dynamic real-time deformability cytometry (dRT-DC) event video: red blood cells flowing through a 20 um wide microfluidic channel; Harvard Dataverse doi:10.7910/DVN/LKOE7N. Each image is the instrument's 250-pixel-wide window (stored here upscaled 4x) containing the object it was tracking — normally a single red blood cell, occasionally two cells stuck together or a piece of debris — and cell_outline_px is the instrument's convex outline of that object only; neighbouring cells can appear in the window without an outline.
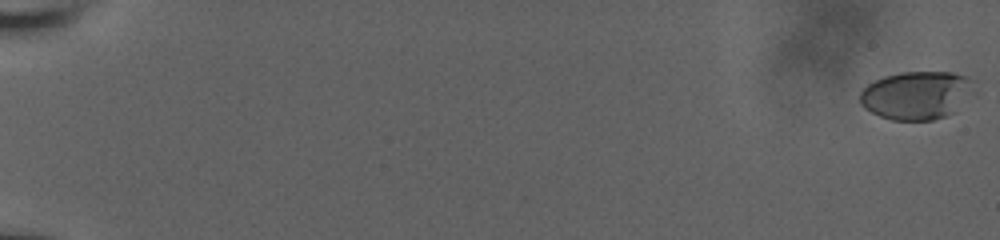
{"species": "human", "species_latin": "Homo sapiens", "temperature_condition": "room temperature", "stored_images_in_passage": 59, "camera_frame_rate_fps": 3000, "um_per_image_px": 0.085, "donor": {"sex": "male"}, "frame": {"image": 1, "passage_image": 1, "time_ms": 0.0, "image_size_px": [1000, 240], "cell_outline_px": [[976, 92], [952, 112], [944, 116], [932, 120], [892, 120], [880, 116], [864, 108], [860, 104], [860, 92], [868, 84], [884, 76], [900, 72], [952, 72], [968, 76], [976, 80]], "centroid_in_image_um": [77.97, 8.07], "position_along_channel_um": 7.0, "area_um2": 32.43}}
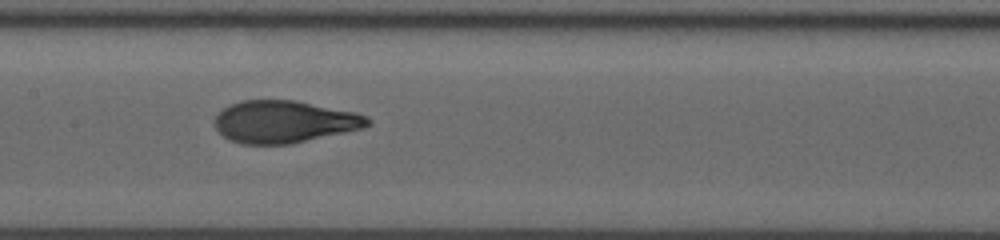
{"frame": {"image": 2, "passage_image": 33, "time_ms": 10.667, "image_size_px": [1000, 240], "cell_outline_px": [[372, 124], [364, 128], [292, 144], [240, 144], [224, 136], [216, 128], [216, 116], [224, 108], [240, 100], [296, 100], [356, 112], [368, 116], [372, 120]], "centroid_in_image_um": [24.23, 10.34], "position_along_channel_um": 183.2, "area_um2": 37.74}}
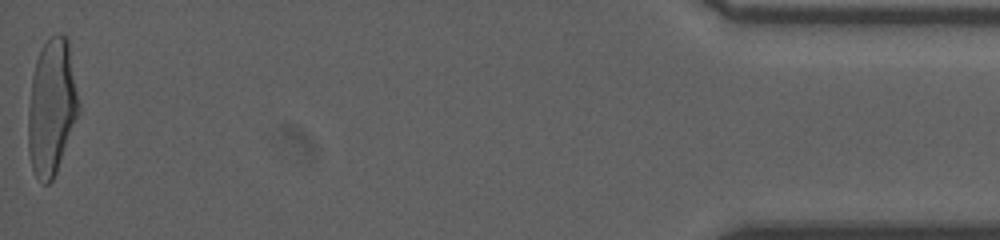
{"frame": {"image": 3, "passage_image": 59, "time_ms": 19.333, "image_size_px": [1000, 240], "cell_outline_px": [[80, 112], [56, 172], [52, 180], [48, 184], [44, 184], [36, 176], [32, 168], [28, 148], [28, 108], [32, 76], [36, 60], [44, 44], [52, 36], [60, 32], [68, 40], [80, 104]], "centroid_in_image_um": [4.4, 9.11], "position_along_channel_um": 430.8, "area_um2": 40.0}, "authors_computed_cell_mechanics": {"area_um2": 37.3388, "velocity_mm_per_s": 3.8345, "shape_relaxation_time_tau1_ms": 5.9324, "shape_relaxation_time_tau2_ms": null, "deformation_change_tau1": 0.2368, "deformation_change_tau2": null}}